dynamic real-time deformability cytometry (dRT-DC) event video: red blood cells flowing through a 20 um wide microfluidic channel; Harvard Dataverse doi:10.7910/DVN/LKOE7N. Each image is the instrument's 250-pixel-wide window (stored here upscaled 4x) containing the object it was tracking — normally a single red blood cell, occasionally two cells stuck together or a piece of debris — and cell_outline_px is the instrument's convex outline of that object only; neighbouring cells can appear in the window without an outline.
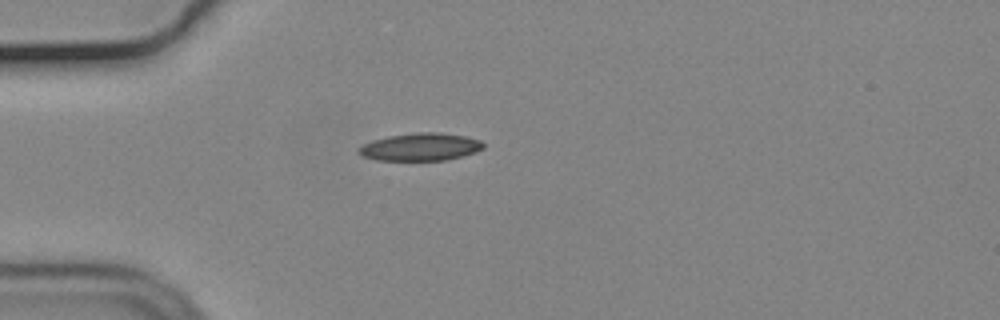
{"species": "common noctule bat (a hibernating species)", "species_latin": "Nyctalus noctula", "temperature_condition": "cold", "stored_images_in_passage": 41, "camera_frame_rate_fps": 3000, "um_per_image_px": 0.085, "animal": {"sex": "male", "body_mass_g": 19.2, "forearm_length_mm": 51.8}, "frame": {"image": 1, "passage_image": 1, "time_ms": 0.0, "image_size_px": [1000, 320], "cell_outline_px": [[484, 148], [476, 152], [448, 160], [376, 160], [364, 156], [356, 152], [356, 148], [372, 140], [388, 136], [416, 132], [440, 132], [464, 136], [480, 140], [484, 144]], "centroid_in_image_um": [35.73, 12.48], "position_along_channel_um": 49.3, "area_um2": 20.17}}
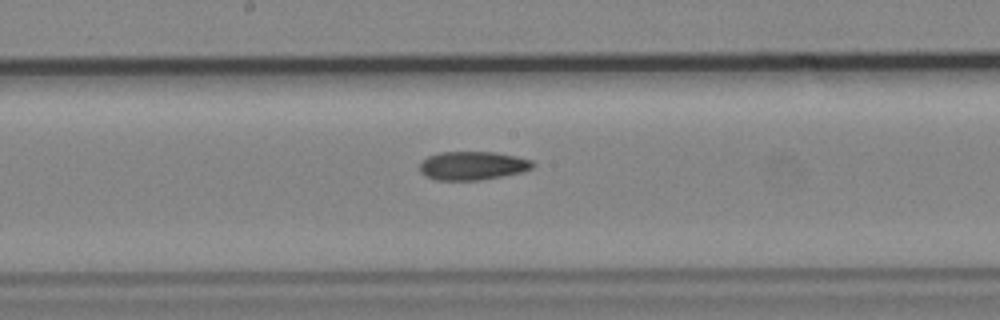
{"frame": {"image": 2, "passage_image": 15, "time_ms": 4.667, "image_size_px": [1000, 320], "cell_outline_px": [[536, 164], [532, 168], [524, 172], [504, 176], [480, 180], [436, 180], [424, 176], [420, 172], [420, 164], [428, 156], [440, 152], [496, 152], [516, 156], [532, 160]], "centroid_in_image_um": [40.2, 14.09], "position_along_channel_um": 208.0, "area_um2": 19.02}}
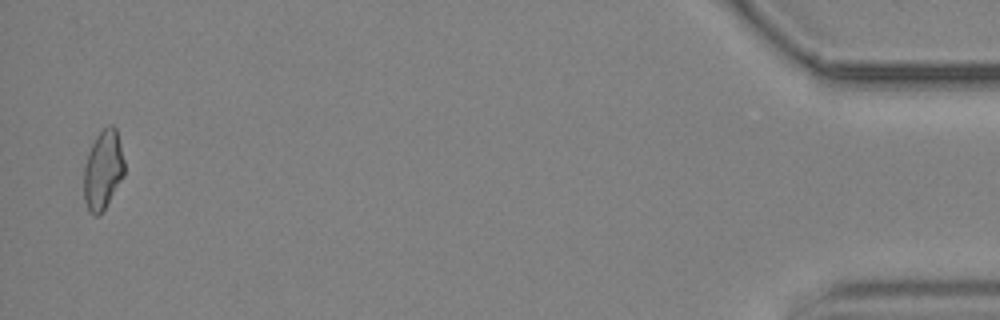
{"frame": {"image": 3, "passage_image": 40, "time_ms": 13.0, "image_size_px": [1000, 320], "cell_outline_px": [[124, 176], [100, 216], [96, 216], [88, 212], [84, 200], [84, 168], [88, 152], [96, 136], [108, 124], [112, 124], [116, 128], [124, 160]], "centroid_in_image_um": [8.75, 14.46], "position_along_channel_um": 426.4, "area_um2": 18.79}, "authors_computed_cell_mechanics": {"area_um2": 18.9006, "velocity_mm_per_s": 3.6981, "shape_relaxation_time_tau1_ms": 9.2876, "shape_relaxation_time_tau2_ms": 8.8138, "deformation_change_tau1": 0.1946, "deformation_change_tau2": 0.1717}}